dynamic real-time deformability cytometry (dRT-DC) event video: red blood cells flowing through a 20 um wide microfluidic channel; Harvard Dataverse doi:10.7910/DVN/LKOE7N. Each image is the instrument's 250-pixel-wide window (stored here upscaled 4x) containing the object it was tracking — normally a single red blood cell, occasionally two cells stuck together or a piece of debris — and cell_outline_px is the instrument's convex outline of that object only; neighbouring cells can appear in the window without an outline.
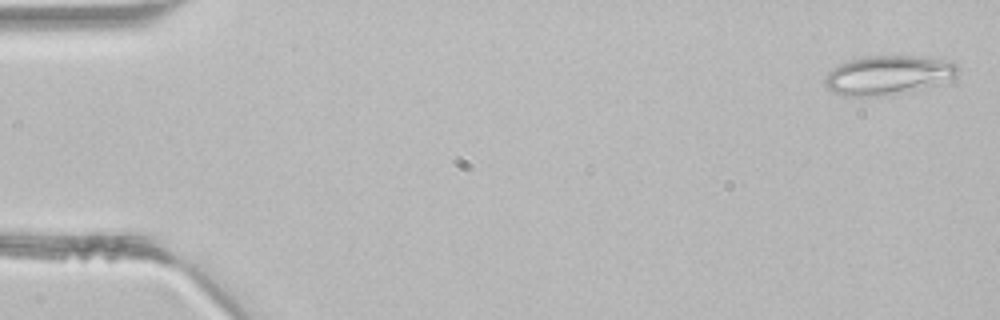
{"species": "common noctule bat (a hibernating species)", "species_latin": "Nyctalus noctula", "temperature_condition": "room temperature", "stored_images_in_passage": 3, "camera_frame_rate_fps": 3000, "um_per_image_px": 0.085, "animal": {"sex": "male", "body_mass_g": 21.5, "forearm_length_mm": 52.0}, "frame": {"image": 1, "passage_image": 1, "time_ms": 0.0, "image_size_px": [1000, 320], "cell_outline_px": [[960, 68], [952, 76], [932, 84], [920, 88], [888, 96], [844, 96], [832, 92], [824, 84], [824, 76], [832, 68], [840, 64], [852, 60], [868, 56], [928, 56], [956, 64]], "centroid_in_image_um": [75.39, 6.38], "position_along_channel_um": 9.6, "area_um2": 29.82}}